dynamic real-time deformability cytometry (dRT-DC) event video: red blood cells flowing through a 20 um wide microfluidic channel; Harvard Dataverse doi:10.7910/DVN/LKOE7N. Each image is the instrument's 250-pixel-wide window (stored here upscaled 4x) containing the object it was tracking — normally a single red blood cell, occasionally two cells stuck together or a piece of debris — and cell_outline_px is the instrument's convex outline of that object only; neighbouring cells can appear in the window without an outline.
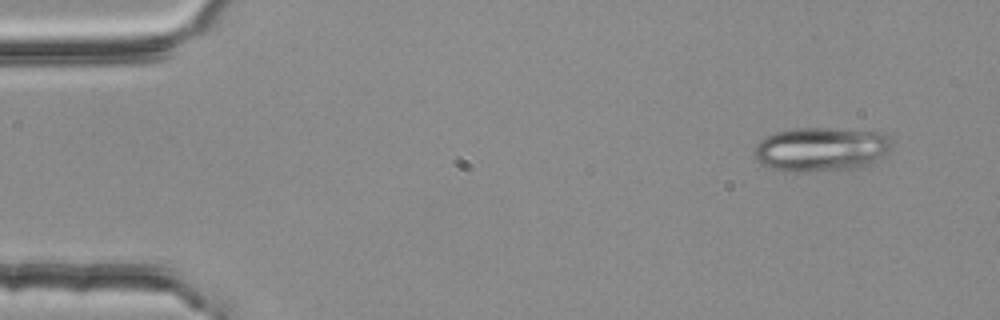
{"species": "common noctule bat (a hibernating species)", "species_latin": "Nyctalus noctula", "temperature_condition": "room temperature", "stored_images_in_passage": 3, "camera_frame_rate_fps": 3000, "um_per_image_px": 0.085, "animal": {"sex": "female", "body_mass_g": 25.1}, "frame": {"image": 1, "passage_image": 1, "time_ms": 0.0, "image_size_px": [1000, 320], "cell_outline_px": [[892, 144], [888, 152], [876, 164], [864, 168], [796, 172], [772, 168], [760, 164], [756, 160], [752, 152], [756, 144], [760, 140], [776, 132], [792, 128], [828, 128], [880, 132], [888, 136]], "centroid_in_image_um": [69.82, 12.7], "position_along_channel_um": 15.2, "area_um2": 35.89}}